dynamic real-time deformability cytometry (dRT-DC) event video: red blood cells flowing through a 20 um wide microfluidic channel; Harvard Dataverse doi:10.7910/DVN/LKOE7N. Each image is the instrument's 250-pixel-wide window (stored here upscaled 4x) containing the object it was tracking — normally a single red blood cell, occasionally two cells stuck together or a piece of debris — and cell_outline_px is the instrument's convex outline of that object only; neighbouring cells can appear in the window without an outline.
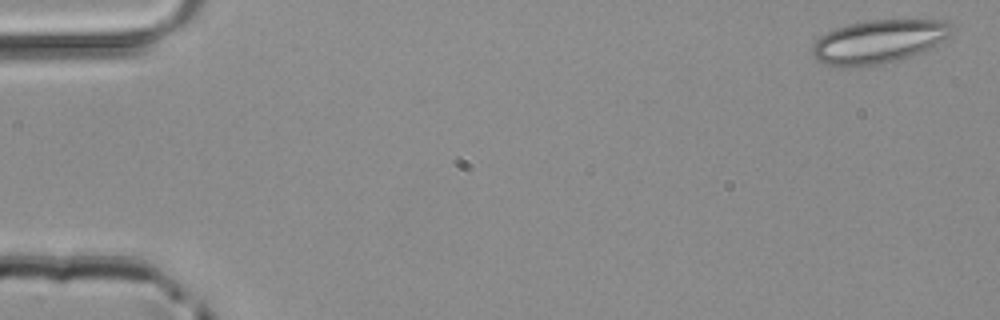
{"species": "common noctule bat (a hibernating species)", "species_latin": "Nyctalus noctula", "temperature_condition": "room temperature", "stored_images_in_passage": 49, "camera_frame_rate_fps": 3000, "um_per_image_px": 0.085, "animal": {"sex": "male", "body_mass_g": 20.4}, "frame": {"image": 1, "passage_image": 1, "time_ms": 0.0, "image_size_px": [1000, 320], "cell_outline_px": [[956, 28], [952, 36], [912, 56], [900, 60], [880, 64], [856, 68], [840, 68], [824, 64], [816, 60], [812, 52], [812, 44], [820, 36], [836, 28], [868, 20], [944, 20], [952, 24]], "centroid_in_image_um": [74.7, 3.55], "position_along_channel_um": 10.3, "area_um2": 35.78}}
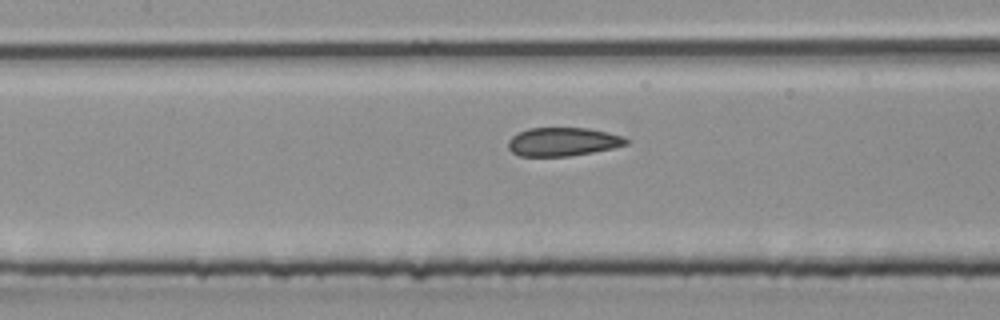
{"frame": {"image": 2, "passage_image": 22, "time_ms": 7.0, "image_size_px": [1000, 320], "cell_outline_px": [[632, 140], [628, 144], [612, 148], [592, 152], [568, 156], [520, 156], [512, 152], [508, 148], [508, 140], [512, 136], [528, 128], [588, 128], [608, 132], [624, 136]], "centroid_in_image_um": [47.88, 12.04], "position_along_channel_um": 159.5, "area_um2": 19.71}}
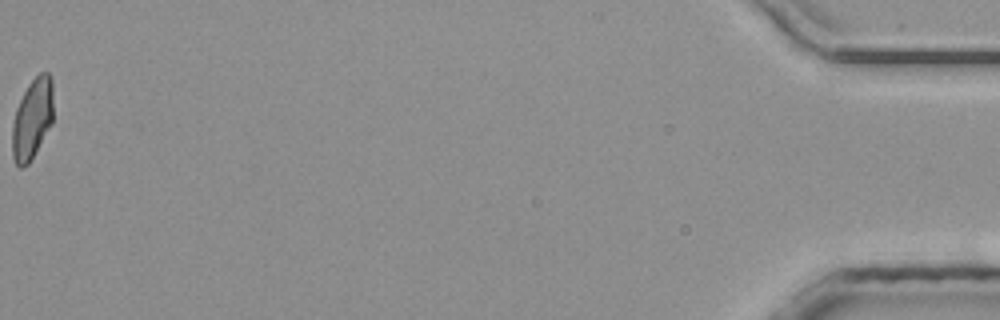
{"frame": {"image": 3, "passage_image": 49, "time_ms": 16.0, "image_size_px": [1000, 320], "cell_outline_px": [[52, 124], [28, 164], [24, 168], [20, 168], [16, 164], [12, 156], [12, 124], [16, 108], [28, 84], [40, 72], [48, 72], [52, 80]], "centroid_in_image_um": [2.73, 10.11], "position_along_channel_um": 432.5, "area_um2": 19.25}}